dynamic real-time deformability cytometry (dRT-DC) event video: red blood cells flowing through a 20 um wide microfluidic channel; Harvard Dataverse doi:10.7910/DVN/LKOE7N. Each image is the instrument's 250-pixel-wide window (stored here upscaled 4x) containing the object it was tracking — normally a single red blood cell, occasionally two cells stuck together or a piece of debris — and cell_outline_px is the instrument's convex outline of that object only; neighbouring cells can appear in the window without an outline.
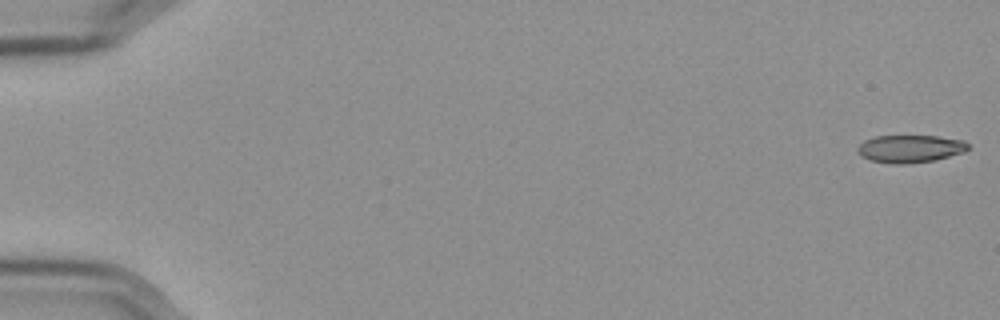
{"species": "Egyptian fruit bat (a non-hibernating species)", "species_latin": "Rousettus aegyptiacus", "temperature_condition": "cold", "stored_images_in_passage": 14, "camera_frame_rate_fps": 3000, "um_per_image_px": 0.085, "frame": {"image": 1, "passage_image": 1, "time_ms": 0.0, "image_size_px": [1000, 320], "cell_outline_px": [[968, 148], [964, 152], [936, 160], [904, 164], [896, 164], [872, 160], [860, 156], [856, 152], [856, 148], [864, 140], [876, 136], [936, 136], [964, 140], [968, 144]], "centroid_in_image_um": [77.34, 12.64], "position_along_channel_um": 7.7, "area_um2": 17.8}}